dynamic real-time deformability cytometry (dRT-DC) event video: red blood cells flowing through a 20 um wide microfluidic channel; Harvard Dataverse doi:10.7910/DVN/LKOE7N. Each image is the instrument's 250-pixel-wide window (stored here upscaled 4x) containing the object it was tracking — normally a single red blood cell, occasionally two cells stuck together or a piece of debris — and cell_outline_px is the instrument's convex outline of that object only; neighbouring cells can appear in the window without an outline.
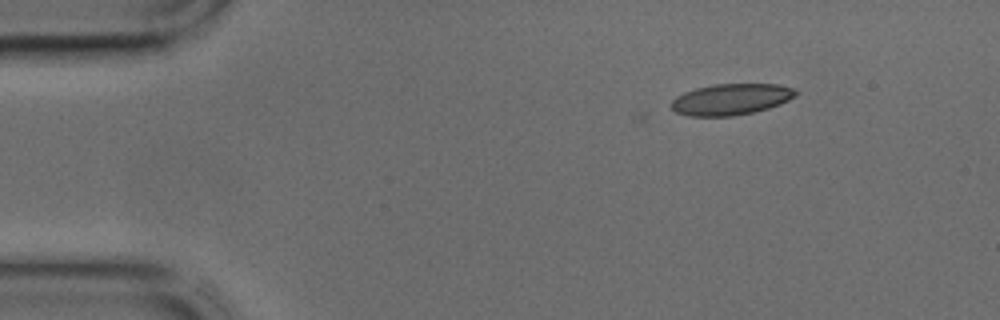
{"species": "common noctule bat (a hibernating species)", "species_latin": "Nyctalus noctula", "temperature_condition": "cold", "stored_images_in_passage": 3, "camera_frame_rate_fps": 3000, "um_per_image_px": 0.085, "animal": {"sex": "male", "body_mass_g": 17.9, "forearm_length_mm": 54.2}, "frame": {"image": 1, "passage_image": 3, "time_ms": 0.667, "image_size_px": [1000, 320], "cell_outline_px": [[796, 96], [780, 104], [768, 108], [752, 112], [732, 116], [688, 116], [676, 112], [672, 108], [672, 100], [676, 96], [684, 92], [696, 88], [716, 84], [780, 84], [792, 88], [796, 92]], "centroid_in_image_um": [62.13, 8.44], "position_along_channel_um": 22.9, "area_um2": 22.48}}